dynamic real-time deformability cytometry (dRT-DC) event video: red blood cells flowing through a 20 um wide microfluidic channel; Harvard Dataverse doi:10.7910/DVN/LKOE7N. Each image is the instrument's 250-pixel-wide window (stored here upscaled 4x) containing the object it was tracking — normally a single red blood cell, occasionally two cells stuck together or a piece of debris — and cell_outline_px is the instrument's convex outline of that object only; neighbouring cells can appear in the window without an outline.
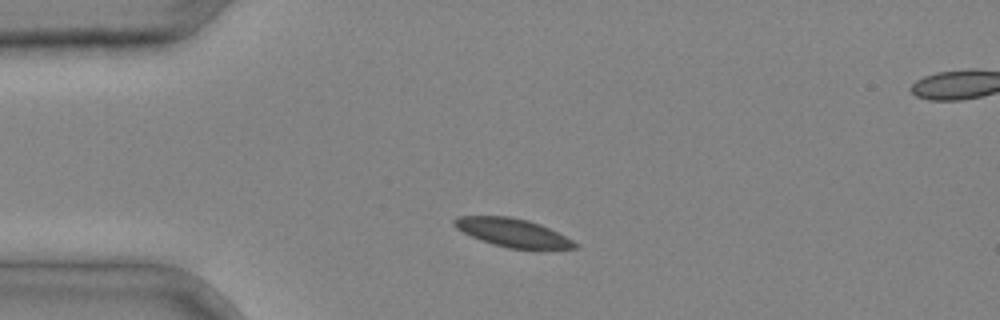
{"species": "common noctule bat (a hibernating species)", "species_latin": "Nyctalus noctula", "temperature_condition": "cold", "stored_images_in_passage": 2, "camera_frame_rate_fps": 3000, "um_per_image_px": 0.085, "animal": {"sex": "male", "body_mass_g": 20.4}, "frame": {"image": 1, "passage_image": 1, "time_ms": 0.0, "image_size_px": [1000, 320], "cell_outline_px": [[580, 244], [576, 248], [532, 252], [508, 248], [492, 244], [480, 240], [456, 228], [452, 224], [452, 220], [456, 216], [508, 216], [528, 220], [540, 224]], "centroid_in_image_um": [43.63, 19.83], "position_along_channel_um": 41.4, "area_um2": 20.63}}